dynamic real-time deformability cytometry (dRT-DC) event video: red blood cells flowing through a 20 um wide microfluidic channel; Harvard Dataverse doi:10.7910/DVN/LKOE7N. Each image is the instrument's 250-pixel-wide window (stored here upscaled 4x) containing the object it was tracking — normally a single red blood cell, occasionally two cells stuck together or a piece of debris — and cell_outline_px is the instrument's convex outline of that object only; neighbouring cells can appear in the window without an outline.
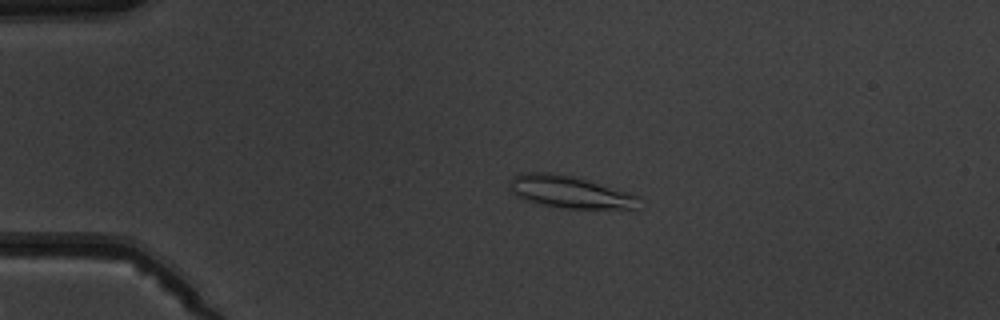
{"species": "common noctule bat (a hibernating species)", "species_latin": "Nyctalus noctula", "temperature_condition": "warm", "stored_images_in_passage": 3, "camera_frame_rate_fps": 3000, "um_per_image_px": 0.085, "animal": {"sex": "male", "body_mass_g": 19.5, "forearm_length_mm": 54.6}, "frame": {"image": 1, "passage_image": 2, "time_ms": 1.0, "image_size_px": [1000, 320], "cell_outline_px": [[640, 196], [636, 208], [564, 208], [544, 204], [528, 200], [516, 196], [508, 188], [512, 176], [520, 172], [552, 172], [572, 176], [588, 180]], "centroid_in_image_um": [48.37, 16.29], "position_along_channel_um": 36.6, "area_um2": 23.99}}